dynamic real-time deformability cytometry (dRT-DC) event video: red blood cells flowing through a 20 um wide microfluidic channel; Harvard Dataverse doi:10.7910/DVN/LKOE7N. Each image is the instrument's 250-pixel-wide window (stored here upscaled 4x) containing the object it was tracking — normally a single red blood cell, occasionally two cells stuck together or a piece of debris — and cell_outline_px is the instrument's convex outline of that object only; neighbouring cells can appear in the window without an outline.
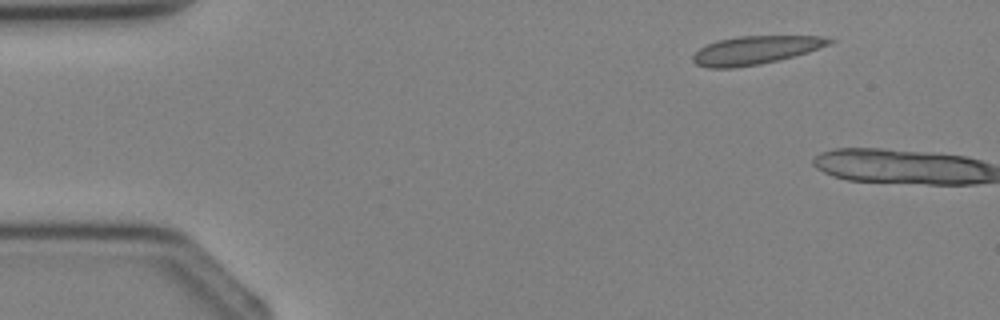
{"species": "Egyptian fruit bat (a non-hibernating species)", "species_latin": "Rousettus aegyptiacus", "temperature_condition": "cold", "stored_images_in_passage": 2, "camera_frame_rate_fps": 3000, "um_per_image_px": 0.085, "animal": {"sex": "female"}, "frame": {"image": 1, "passage_image": 1, "time_ms": 0.0, "image_size_px": [1000, 320], "cell_outline_px": [[836, 40], [832, 44], [808, 52], [760, 64], [732, 68], [708, 68], [696, 64], [692, 60], [692, 56], [700, 48], [716, 40], [740, 36], [820, 36]], "centroid_in_image_um": [64.21, 4.26], "position_along_channel_um": 20.8, "area_um2": 22.43}}